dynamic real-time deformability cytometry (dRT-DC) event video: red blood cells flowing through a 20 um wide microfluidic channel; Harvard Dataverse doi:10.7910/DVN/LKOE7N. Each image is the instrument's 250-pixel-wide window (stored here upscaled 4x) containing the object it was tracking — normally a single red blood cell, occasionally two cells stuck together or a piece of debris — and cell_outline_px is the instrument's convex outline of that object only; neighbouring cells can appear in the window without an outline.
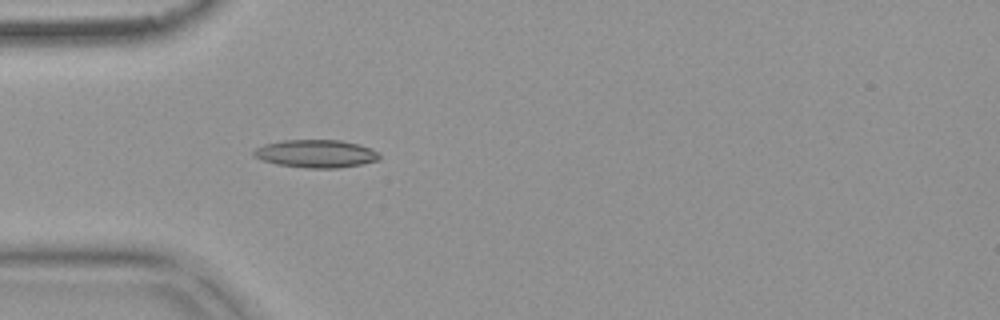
{"species": "common noctule bat (a hibernating species)", "species_latin": "Nyctalus noctula", "temperature_condition": "warm", "stored_images_in_passage": 55, "camera_frame_rate_fps": 3000, "um_per_image_px": 0.085, "animal": {"sex": "female", "body_mass_g": 18.4}, "frame": {"image": 1, "passage_image": 17, "time_ms": 5.333, "image_size_px": [1000, 320], "cell_outline_px": [[380, 160], [360, 164], [336, 168], [308, 168], [276, 164], [252, 156], [252, 152], [256, 148], [264, 144], [284, 140], [340, 140], [372, 148], [380, 156]], "centroid_in_image_um": [26.84, 13.06], "position_along_channel_um": 58.2, "area_um2": 20.29}}
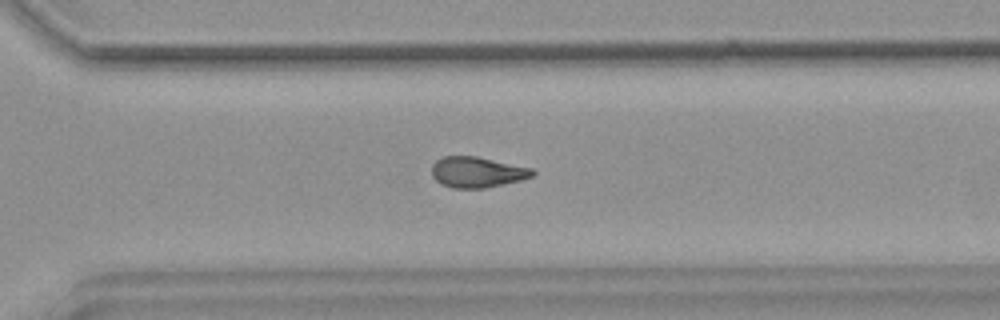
{"frame": {"image": 2, "passage_image": 39, "time_ms": 12.667, "image_size_px": [1000, 320], "cell_outline_px": [[536, 172], [532, 176], [524, 180], [484, 188], [452, 188], [440, 184], [432, 176], [432, 164], [436, 160], [444, 156], [476, 156], [532, 168]], "centroid_in_image_um": [40.56, 14.64], "position_along_channel_um": 330.0, "area_um2": 18.15}}
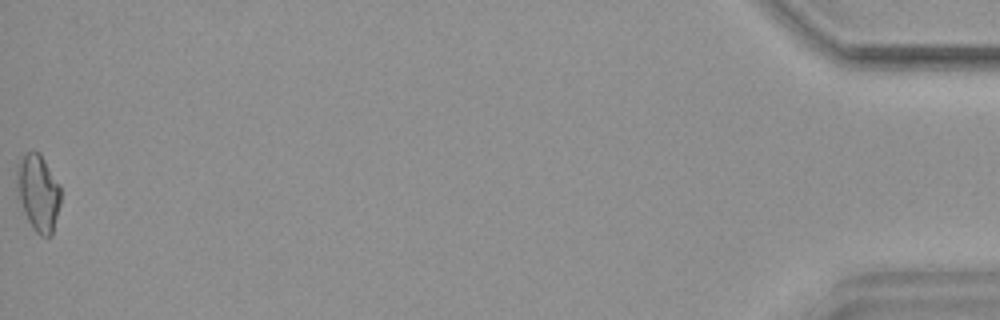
{"frame": {"image": 3, "passage_image": 55, "time_ms": 18.0, "image_size_px": [1000, 320], "cell_outline_px": [[60, 204], [52, 236], [40, 236], [32, 228], [24, 212], [16, 188], [16, 164], [20, 156], [24, 152], [32, 148], [40, 152], [60, 184]], "centroid_in_image_um": [3.23, 16.3], "position_along_channel_um": 432.0, "area_um2": 20.17}, "authors_computed_cell_mechanics": {"area_um2": 18.5538, "velocity_mm_per_s": 3.7711, "shape_relaxation_time_tau1_ms": 11.0242, "shape_relaxation_time_tau2_ms": 5.0338, "deformation_change_tau1": 0.2558, "deformation_change_tau2": 0.1307}}